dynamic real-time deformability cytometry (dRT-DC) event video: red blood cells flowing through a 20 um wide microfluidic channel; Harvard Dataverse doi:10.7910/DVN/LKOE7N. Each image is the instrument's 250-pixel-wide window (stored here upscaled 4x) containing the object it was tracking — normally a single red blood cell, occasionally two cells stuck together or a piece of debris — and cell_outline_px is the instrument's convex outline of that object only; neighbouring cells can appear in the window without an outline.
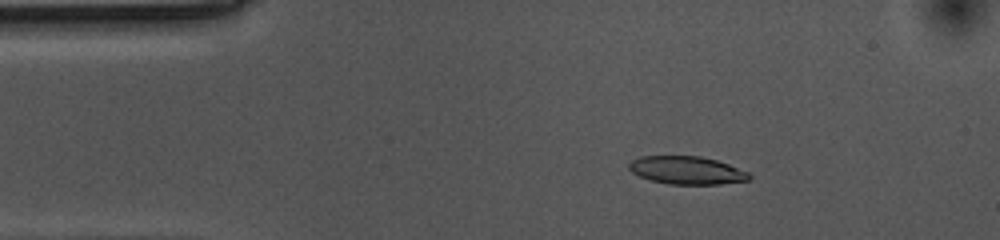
{"species": "common noctule bat (a hibernating species)", "species_latin": "Nyctalus noctula", "temperature_condition": "cold", "stored_images_in_passage": 54, "camera_frame_rate_fps": 3000, "um_per_image_px": 0.085, "animal": {"sex": "female", "body_mass_g": 10.0, "forearm_length_mm": 53.1}, "frame": {"image": 1, "passage_image": 7, "time_ms": 2.0, "image_size_px": [1000, 240], "cell_outline_px": [[752, 176], [748, 180], [720, 184], [668, 184], [652, 180], [640, 176], [632, 172], [628, 168], [628, 164], [632, 160], [640, 156], [700, 156], [716, 160], [728, 164], [748, 172]], "centroid_in_image_um": [58.37, 14.47], "position_along_channel_um": 26.6, "area_um2": 19.48}}
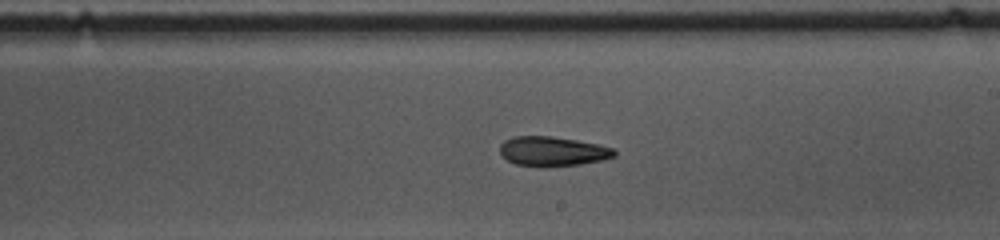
{"frame": {"image": 2, "passage_image": 29, "time_ms": 9.333, "image_size_px": [1000, 240], "cell_outline_px": [[616, 156], [604, 160], [580, 164], [544, 168], [516, 164], [508, 160], [500, 152], [500, 144], [504, 140], [512, 136], [552, 136], [576, 140], [596, 144], [612, 148], [616, 152]], "centroid_in_image_um": [46.96, 12.87], "position_along_channel_um": 242.0, "area_um2": 19.88}}
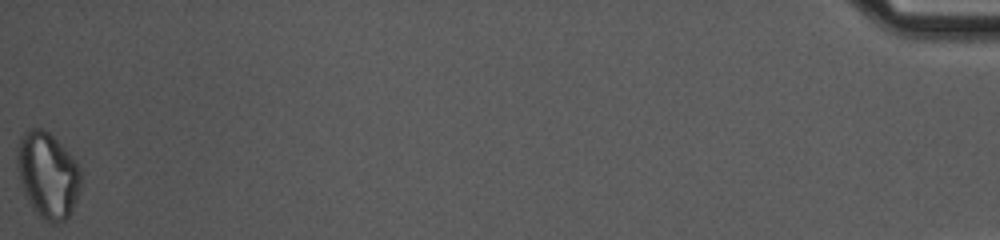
{"frame": {"image": 3, "passage_image": 54, "time_ms": 17.667, "image_size_px": [1000, 240], "cell_outline_px": [[80, 192], [68, 216], [60, 224], [52, 224], [44, 220], [32, 208], [24, 192], [20, 180], [16, 164], [16, 152], [20, 136], [24, 132], [32, 128], [40, 128], [48, 132], [72, 156], [80, 168]], "centroid_in_image_um": [4.04, 14.89], "position_along_channel_um": 431.2, "area_um2": 31.85}, "authors_computed_cell_mechanics": {"area_um2": 20.1722, "velocity_mm_per_s": 3.5337, "shape_relaxation_time_tau1_ms": 7.0619, "shape_relaxation_time_tau2_ms": 10.4138, "deformation_change_tau1": 0.1611, "deformation_change_tau2": 0.191}}